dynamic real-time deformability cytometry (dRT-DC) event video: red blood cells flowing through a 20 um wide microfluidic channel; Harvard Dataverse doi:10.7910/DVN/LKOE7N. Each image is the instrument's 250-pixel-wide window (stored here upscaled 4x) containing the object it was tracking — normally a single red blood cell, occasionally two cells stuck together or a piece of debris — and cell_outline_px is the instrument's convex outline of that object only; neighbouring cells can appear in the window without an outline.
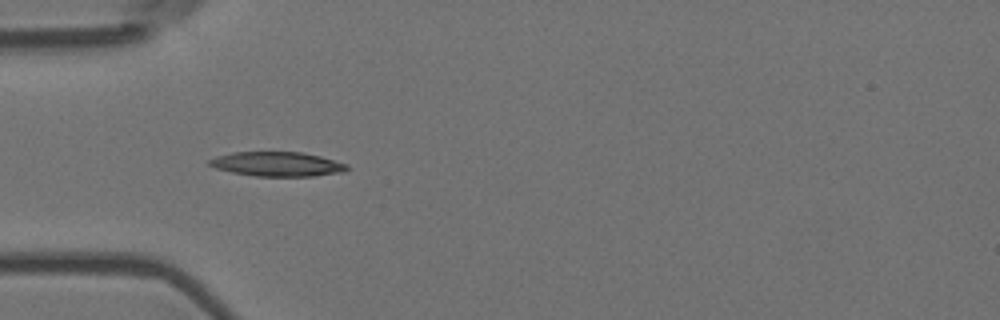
{"species": "Egyptian fruit bat (a non-hibernating species)", "species_latin": "Rousettus aegyptiacus", "temperature_condition": "room temperature", "stored_images_in_passage": 6, "camera_frame_rate_fps": 3000, "um_per_image_px": 0.085, "animal": {"sex": "female"}, "frame": {"image": 1, "passage_image": 5, "time_ms": 1.333, "image_size_px": [1000, 320], "cell_outline_px": [[348, 168], [344, 172], [312, 176], [256, 176], [232, 172], [216, 168], [208, 164], [208, 160], [216, 156], [232, 152], [304, 152], [320, 156], [348, 164]], "centroid_in_image_um": [23.57, 13.94], "position_along_channel_um": 61.4, "area_um2": 19.59}}
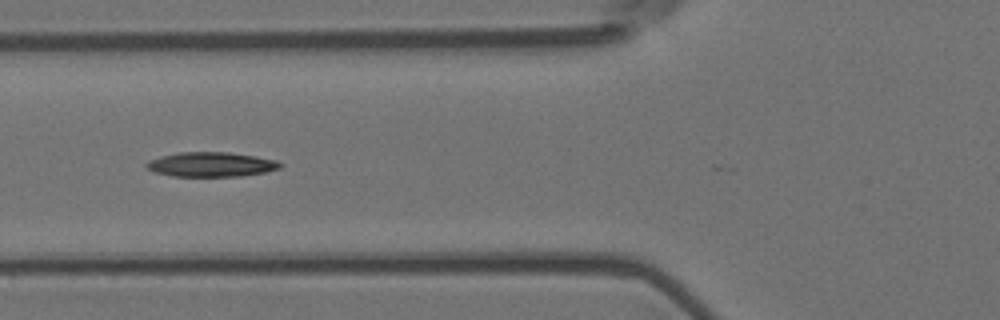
{"frame": {"image": 2, "passage_image": 6, "time_ms": 1.667, "image_size_px": [1000, 320], "cell_outline_px": [[284, 164], [280, 168], [264, 172], [240, 176], [172, 176], [156, 172], [148, 168], [144, 164], [148, 160], [160, 156], [180, 152], [228, 152], [256, 156], [276, 160]], "centroid_in_image_um": [17.95, 13.97], "position_along_channel_um": 107.9, "area_um2": 19.13}}